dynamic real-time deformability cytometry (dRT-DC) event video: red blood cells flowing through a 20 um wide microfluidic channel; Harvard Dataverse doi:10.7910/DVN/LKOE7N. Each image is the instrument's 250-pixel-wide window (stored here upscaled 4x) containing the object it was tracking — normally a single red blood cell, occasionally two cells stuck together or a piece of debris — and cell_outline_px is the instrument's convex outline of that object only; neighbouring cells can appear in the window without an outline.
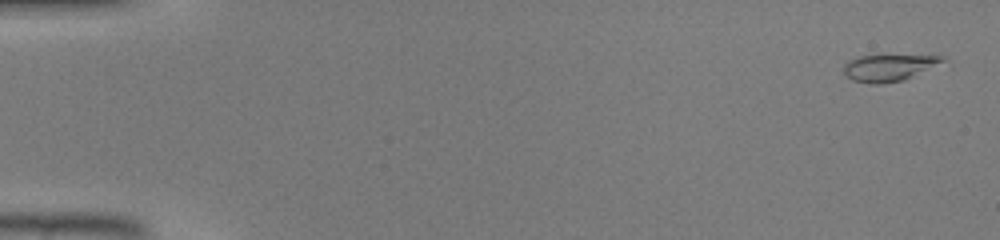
{"species": "common noctule bat (a hibernating species)", "species_latin": "Nyctalus noctula", "temperature_condition": "warm", "stored_images_in_passage": 45, "camera_frame_rate_fps": 3000, "um_per_image_px": 0.085, "animal": {"sex": "male", "body_mass_g": 19.0, "forearm_length_mm": 50.8}, "frame": {"image": 1, "passage_image": 2, "time_ms": 0.333, "image_size_px": [1000, 240], "cell_outline_px": [[948, 56], [944, 60], [904, 80], [884, 84], [872, 84], [852, 80], [844, 72], [844, 64], [848, 60], [860, 56], [884, 52]], "centroid_in_image_um": [75.53, 5.68], "position_along_channel_um": 9.5, "area_um2": 16.13}}
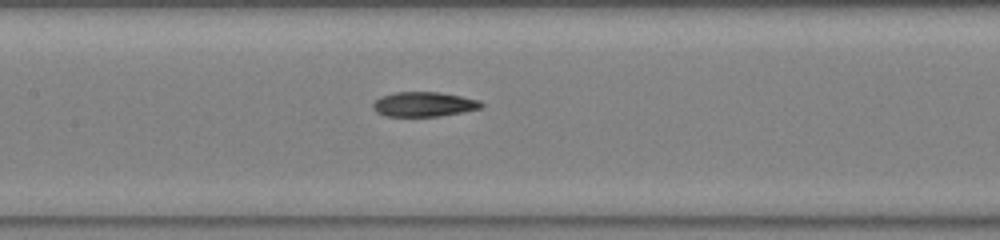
{"frame": {"image": 2, "passage_image": 23, "time_ms": 7.333, "image_size_px": [1000, 240], "cell_outline_px": [[484, 104], [480, 108], [440, 116], [388, 116], [376, 112], [372, 108], [372, 104], [380, 96], [396, 92], [440, 92], [480, 100]], "centroid_in_image_um": [36.0, 8.85], "position_along_channel_um": 171.4, "area_um2": 15.49}}
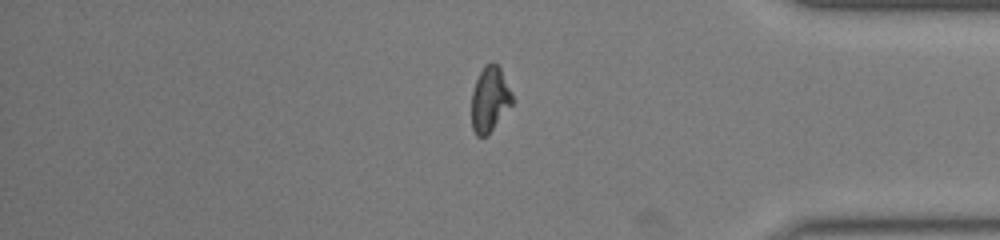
{"frame": {"image": 3, "passage_image": 39, "time_ms": 12.667, "image_size_px": [1000, 240], "cell_outline_px": [[512, 104], [492, 128], [484, 136], [476, 136], [472, 128], [472, 92], [476, 80], [480, 72], [492, 60], [500, 68], [512, 92]], "centroid_in_image_um": [41.62, 8.41], "position_along_channel_um": 393.6, "area_um2": 15.03}}